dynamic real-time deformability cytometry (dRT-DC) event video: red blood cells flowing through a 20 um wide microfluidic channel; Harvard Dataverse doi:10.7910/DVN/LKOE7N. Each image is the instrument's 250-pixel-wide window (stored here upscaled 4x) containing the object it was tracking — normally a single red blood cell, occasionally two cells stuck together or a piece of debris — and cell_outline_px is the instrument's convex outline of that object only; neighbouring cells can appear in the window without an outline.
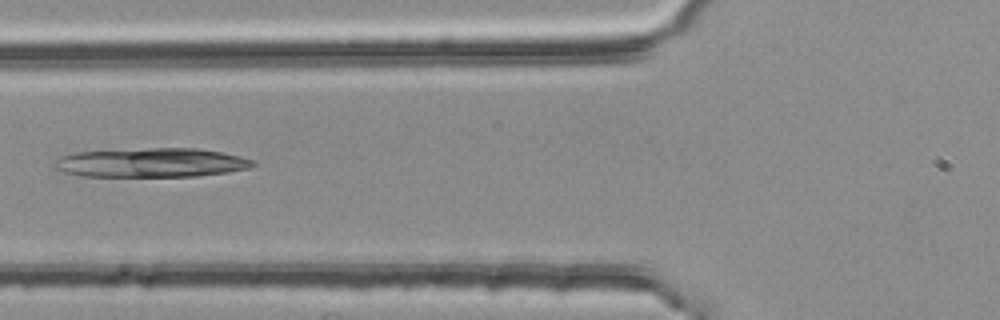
{"species": "common noctule bat (a hibernating species)", "species_latin": "Nyctalus noctula", "temperature_condition": "room temperature", "stored_images_in_passage": 2, "camera_frame_rate_fps": 3000, "um_per_image_px": 0.085, "animal": {"sex": "female", "body_mass_g": 25.1}, "frame": {"image": 1, "passage_image": 2, "time_ms": 0.333, "image_size_px": [1000, 320], "cell_outline_px": [[256, 164], [248, 168], [228, 172], [196, 176], [80, 176], [64, 172], [52, 168], [52, 164], [60, 156], [76, 152], [152, 148], [196, 148], [220, 152], [240, 156], [256, 160]], "centroid_in_image_um": [12.84, 13.83], "position_along_channel_um": 113.0, "area_um2": 33.76}}